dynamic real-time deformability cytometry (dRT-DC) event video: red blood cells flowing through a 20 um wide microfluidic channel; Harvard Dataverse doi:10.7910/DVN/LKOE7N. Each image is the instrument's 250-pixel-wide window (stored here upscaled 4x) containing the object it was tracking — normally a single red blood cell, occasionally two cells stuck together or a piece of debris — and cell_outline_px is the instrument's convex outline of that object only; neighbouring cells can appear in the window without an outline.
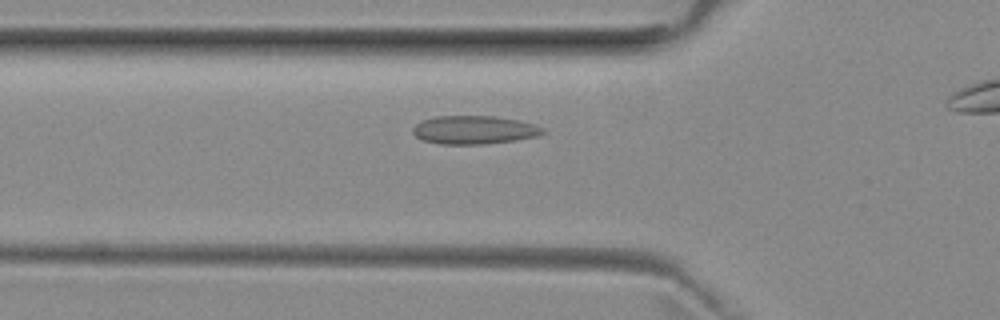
{"species": "common noctule bat (a hibernating species)", "species_latin": "Nyctalus noctula", "temperature_condition": "room temperature", "stored_images_in_passage": 35, "camera_frame_rate_fps": 3000, "um_per_image_px": 0.085, "animal": {"sex": "female", "body_mass_g": 29.2, "forearm_length_mm": 56.3}, "frame": {"image": 1, "passage_image": 10, "time_ms": 3.0, "image_size_px": [1000, 320], "cell_outline_px": [[548, 132], [540, 136], [516, 140], [484, 144], [440, 144], [424, 140], [416, 136], [412, 132], [412, 128], [420, 120], [436, 116], [492, 116], [516, 120], [532, 124], [544, 128]], "centroid_in_image_um": [40.31, 11.04], "position_along_channel_um": 85.5, "area_um2": 21.56}}
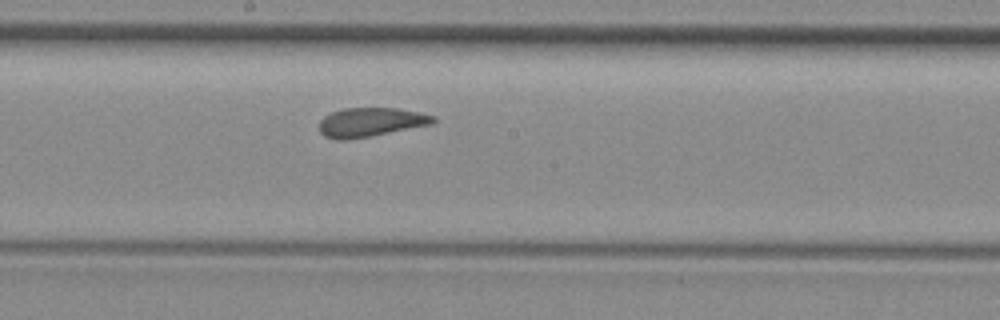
{"frame": {"image": 2, "passage_image": 20, "time_ms": 6.333, "image_size_px": [1000, 320], "cell_outline_px": [[436, 120], [432, 124], [348, 140], [336, 140], [324, 136], [320, 132], [320, 120], [324, 116], [332, 112], [344, 108], [396, 108], [420, 112], [436, 116]], "centroid_in_image_um": [31.5, 10.38], "position_along_channel_um": 216.7, "area_um2": 19.25}}
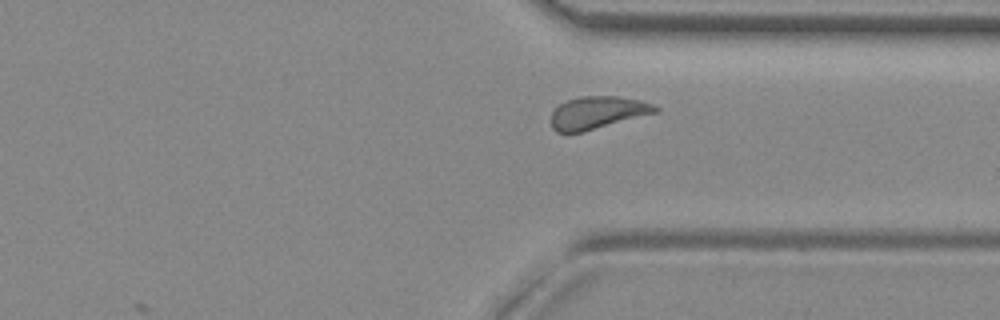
{"frame": {"image": 3, "passage_image": 31, "time_ms": 10.0, "image_size_px": [1000, 320], "cell_outline_px": [[660, 112], [584, 132], [556, 132], [552, 128], [552, 112], [560, 104], [568, 100], [580, 96], [616, 96], [640, 100], [652, 104], [660, 108]], "centroid_in_image_um": [50.83, 9.58], "position_along_channel_um": 360.6, "area_um2": 19.88}}